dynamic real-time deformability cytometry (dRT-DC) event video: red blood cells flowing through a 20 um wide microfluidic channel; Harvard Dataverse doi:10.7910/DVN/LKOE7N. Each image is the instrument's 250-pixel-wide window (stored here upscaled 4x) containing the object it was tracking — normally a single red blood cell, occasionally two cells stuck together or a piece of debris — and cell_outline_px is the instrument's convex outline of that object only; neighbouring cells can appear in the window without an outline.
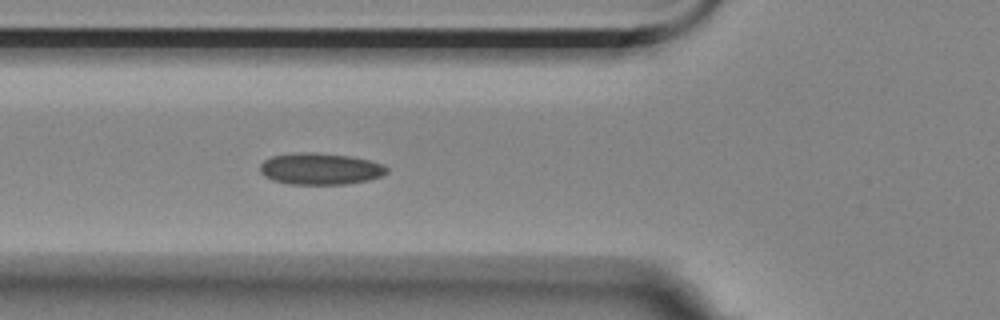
{"species": "Egyptian fruit bat (a non-hibernating species)", "species_latin": "Rousettus aegyptiacus", "temperature_condition": "room temperature", "stored_images_in_passage": 5, "camera_frame_rate_fps": 3000, "um_per_image_px": 0.085, "animal": {"sex": "female"}, "frame": {"image": 1, "passage_image": 5, "time_ms": 5.333, "image_size_px": [1000, 320], "cell_outline_px": [[388, 172], [380, 176], [368, 180], [348, 184], [288, 184], [272, 180], [264, 176], [260, 172], [260, 164], [264, 160], [272, 156], [296, 152], [316, 152], [352, 156], [384, 164], [388, 168]], "centroid_in_image_um": [27.21, 14.34], "position_along_channel_um": 98.6, "area_um2": 23.58}}